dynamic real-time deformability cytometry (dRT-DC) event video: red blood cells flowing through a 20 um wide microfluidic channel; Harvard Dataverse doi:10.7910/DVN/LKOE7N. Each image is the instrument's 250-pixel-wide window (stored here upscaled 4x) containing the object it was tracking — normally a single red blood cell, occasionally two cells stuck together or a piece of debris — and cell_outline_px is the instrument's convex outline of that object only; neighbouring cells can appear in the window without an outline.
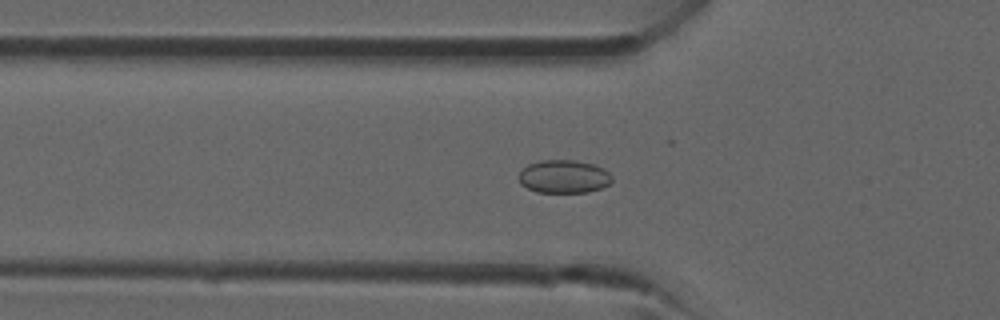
{"species": "common noctule bat (a hibernating species)", "species_latin": "Nyctalus noctula", "temperature_condition": "room temperature", "stored_images_in_passage": 40, "camera_frame_rate_fps": 3000, "um_per_image_px": 0.085, "animal": {"sex": "male", "forearm_length_mm": 52.5}, "frame": {"image": 1, "passage_image": 14, "time_ms": 4.333, "image_size_px": [1000, 320], "cell_outline_px": [[612, 180], [608, 184], [600, 188], [588, 192], [536, 192], [520, 184], [520, 168], [528, 164], [540, 160], [576, 160], [592, 164], [608, 172], [612, 176]], "centroid_in_image_um": [47.89, 15.0], "position_along_channel_um": 77.9, "area_um2": 17.92}}
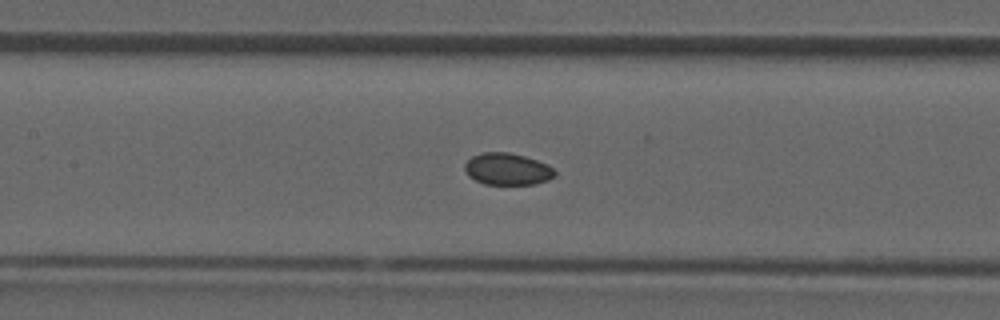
{"frame": {"image": 2, "passage_image": 19, "time_ms": 6.0, "image_size_px": [1000, 320], "cell_outline_px": [[556, 176], [548, 180], [536, 184], [484, 184], [468, 176], [464, 168], [464, 164], [472, 156], [484, 152], [508, 152], [524, 156], [536, 160], [552, 168], [556, 172]], "centroid_in_image_um": [43.11, 14.38], "position_along_channel_um": 164.3, "area_um2": 16.65}}
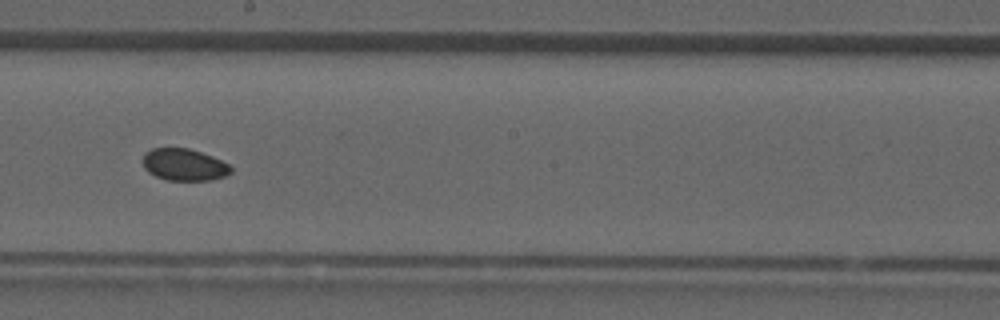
{"frame": {"image": 3, "passage_image": 23, "time_ms": 7.333, "image_size_px": [1000, 320], "cell_outline_px": [[232, 172], [224, 176], [212, 180], [168, 180], [156, 176], [148, 172], [144, 168], [144, 152], [152, 148], [188, 148], [212, 156], [228, 164], [232, 168]], "centroid_in_image_um": [15.65, 14.0], "position_along_channel_um": 232.6, "area_um2": 16.3}}